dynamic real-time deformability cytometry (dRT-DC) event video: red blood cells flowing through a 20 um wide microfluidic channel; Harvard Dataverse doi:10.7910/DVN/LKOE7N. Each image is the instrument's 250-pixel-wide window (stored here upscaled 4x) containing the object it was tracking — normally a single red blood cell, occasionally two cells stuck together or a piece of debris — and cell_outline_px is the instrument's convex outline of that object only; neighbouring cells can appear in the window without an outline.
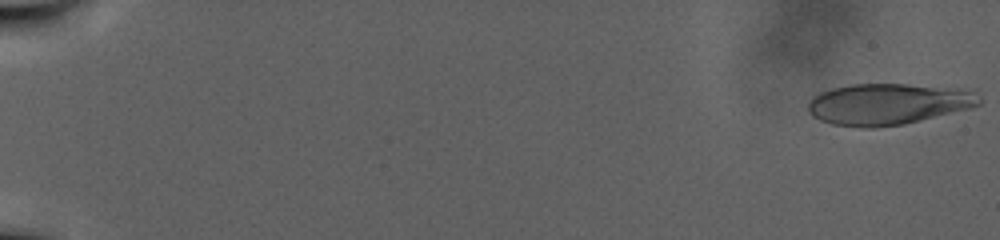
{"species": "human", "species_latin": "Homo sapiens", "temperature_condition": "warm", "stored_images_in_passage": 109, "camera_frame_rate_fps": 3000, "um_per_image_px": 0.085, "donor": {"sex": "male"}, "frame": {"image": 1, "passage_image": 1, "time_ms": 0.0, "image_size_px": [1000, 240], "cell_outline_px": [[980, 104], [972, 108], [904, 124], [876, 128], [864, 128], [832, 124], [820, 120], [812, 116], [808, 112], [808, 104], [812, 96], [820, 92], [832, 88], [852, 84], [908, 84], [972, 92], [980, 96]], "centroid_in_image_um": [75.39, 8.87], "position_along_channel_um": 9.6, "area_um2": 40.86}}
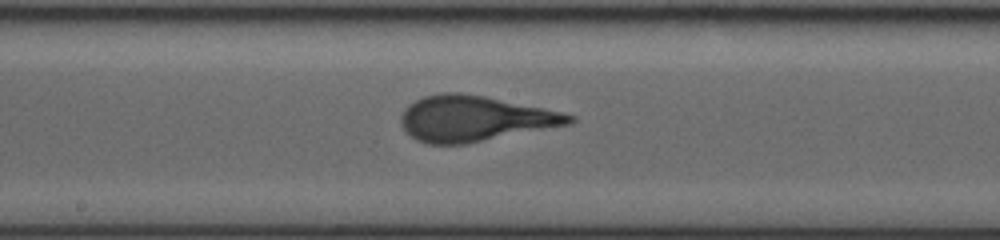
{"frame": {"image": 2, "passage_image": 63, "time_ms": 20.667, "image_size_px": [1000, 240], "cell_outline_px": [[576, 120], [572, 124], [464, 144], [428, 144], [416, 140], [400, 124], [400, 116], [404, 108], [408, 104], [424, 96], [440, 92], [460, 92], [484, 96], [544, 108], [576, 116]], "centroid_in_image_um": [40.32, 10.07], "position_along_channel_um": 207.9, "area_um2": 44.68}}
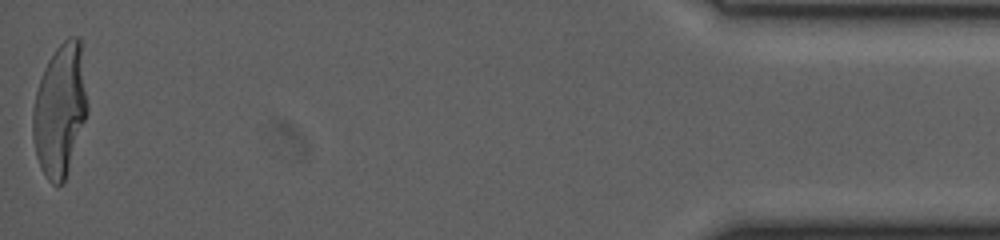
{"frame": {"image": 3, "passage_image": 109, "time_ms": 36.0, "image_size_px": [1000, 240], "cell_outline_px": [[88, 112], [64, 180], [60, 184], [52, 184], [48, 180], [40, 168], [36, 156], [32, 136], [32, 112], [36, 92], [44, 68], [48, 60], [56, 48], [68, 36], [76, 36], [80, 40], [88, 104]], "centroid_in_image_um": [5.08, 9.34], "position_along_channel_um": 430.1, "area_um2": 41.91}}